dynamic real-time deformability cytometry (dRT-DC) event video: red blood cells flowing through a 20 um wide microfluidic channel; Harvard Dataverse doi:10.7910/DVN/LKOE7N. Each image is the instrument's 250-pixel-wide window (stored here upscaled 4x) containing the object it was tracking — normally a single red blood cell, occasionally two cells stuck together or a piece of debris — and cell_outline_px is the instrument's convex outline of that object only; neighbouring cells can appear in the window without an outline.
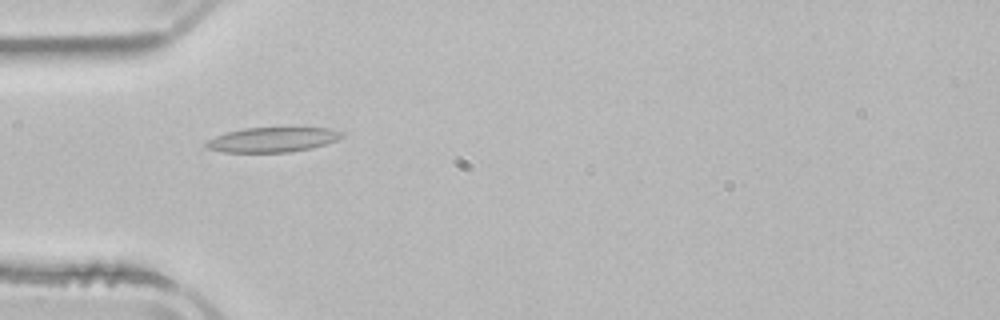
{"species": "common noctule bat (a hibernating species)", "species_latin": "Nyctalus noctula", "temperature_condition": "room temperature", "stored_images_in_passage": 6, "camera_frame_rate_fps": 3000, "um_per_image_px": 0.085, "animal": {"sex": "male", "body_mass_g": 21.5, "forearm_length_mm": 52.0}, "frame": {"image": 1, "passage_image": 5, "time_ms": 5.0, "image_size_px": [1000, 320], "cell_outline_px": [[344, 136], [336, 140], [312, 148], [288, 152], [224, 152], [208, 148], [204, 144], [208, 140], [216, 136], [228, 132], [244, 128], [284, 124], [296, 124], [332, 128], [344, 132]], "centroid_in_image_um": [23.29, 11.79], "position_along_channel_um": 61.7, "area_um2": 20.87}}
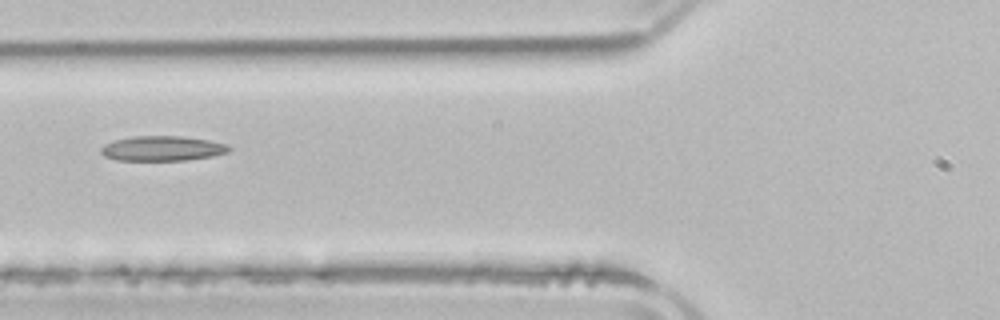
{"frame": {"image": 2, "passage_image": 6, "time_ms": 6.333, "image_size_px": [1000, 320], "cell_outline_px": [[232, 148], [228, 152], [212, 156], [184, 160], [116, 160], [104, 156], [100, 152], [100, 148], [104, 144], [116, 140], [132, 136], [184, 136], [208, 140], [228, 144]], "centroid_in_image_um": [13.8, 12.61], "position_along_channel_um": 112.0, "area_um2": 18.61}}